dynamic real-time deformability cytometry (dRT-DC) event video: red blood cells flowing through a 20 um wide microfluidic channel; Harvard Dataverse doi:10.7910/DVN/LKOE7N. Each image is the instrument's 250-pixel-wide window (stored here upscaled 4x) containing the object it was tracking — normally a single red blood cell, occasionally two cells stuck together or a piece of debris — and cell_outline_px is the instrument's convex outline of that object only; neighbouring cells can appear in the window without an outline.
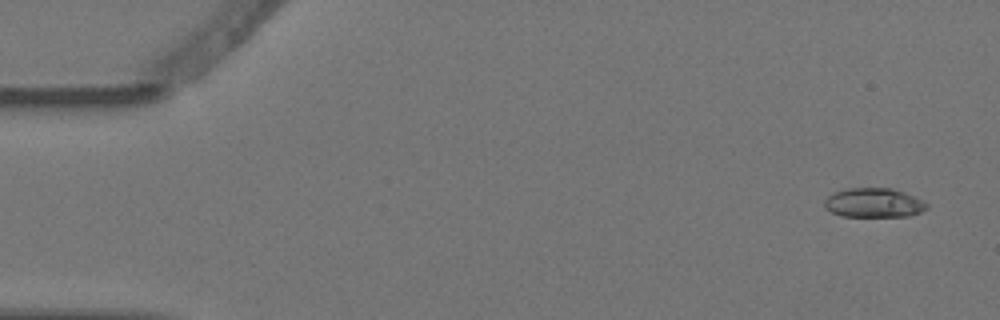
{"species": "Egyptian fruit bat (a non-hibernating species)", "species_latin": "Rousettus aegyptiacus", "temperature_condition": "warm", "stored_images_in_passage": 8, "camera_frame_rate_fps": 3000, "um_per_image_px": 0.085, "animal": {"sex": "female"}, "frame": {"image": 1, "passage_image": 1, "time_ms": 0.0, "image_size_px": [1000, 320], "cell_outline_px": [[928, 208], [920, 212], [908, 216], [840, 216], [824, 208], [824, 200], [828, 196], [836, 192], [848, 188], [892, 188], [912, 196], [928, 204]], "centroid_in_image_um": [74.24, 17.24], "position_along_channel_um": 10.8, "area_um2": 17.28}}
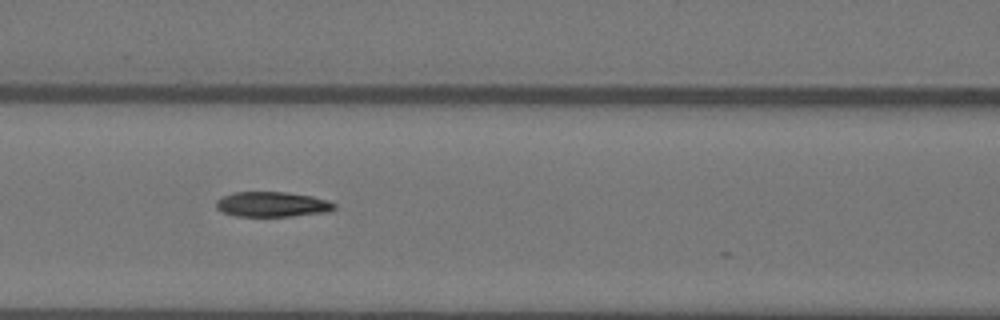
{"frame": {"image": 2, "passage_image": 6, "time_ms": 1.667, "image_size_px": [1000, 320], "cell_outline_px": [[336, 208], [328, 212], [292, 216], [236, 216], [224, 212], [216, 208], [216, 200], [224, 196], [236, 192], [288, 192], [312, 196], [328, 200], [336, 204]], "centroid_in_image_um": [23.17, 17.37], "position_along_channel_um": 143.4, "area_um2": 17.28}}
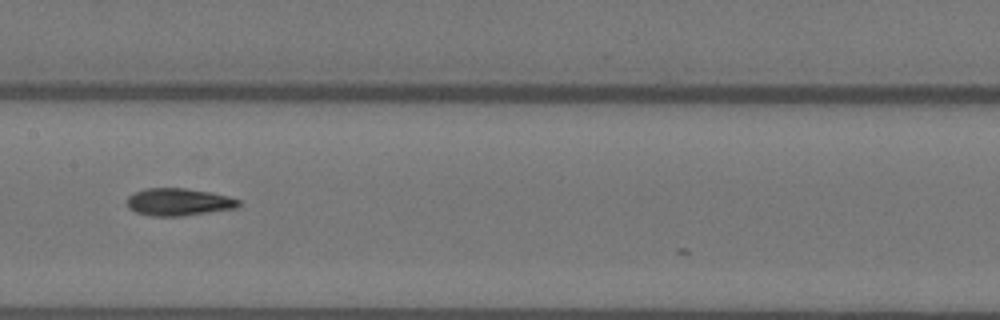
{"frame": {"image": 3, "passage_image": 7, "time_ms": 2.0, "image_size_px": [1000, 320], "cell_outline_px": [[240, 204], [236, 208], [184, 216], [152, 216], [136, 212], [128, 208], [128, 196], [132, 192], [144, 188], [184, 188], [212, 192], [228, 196], [240, 200]], "centroid_in_image_um": [15.17, 17.16], "position_along_channel_um": 192.2, "area_um2": 17.98}}